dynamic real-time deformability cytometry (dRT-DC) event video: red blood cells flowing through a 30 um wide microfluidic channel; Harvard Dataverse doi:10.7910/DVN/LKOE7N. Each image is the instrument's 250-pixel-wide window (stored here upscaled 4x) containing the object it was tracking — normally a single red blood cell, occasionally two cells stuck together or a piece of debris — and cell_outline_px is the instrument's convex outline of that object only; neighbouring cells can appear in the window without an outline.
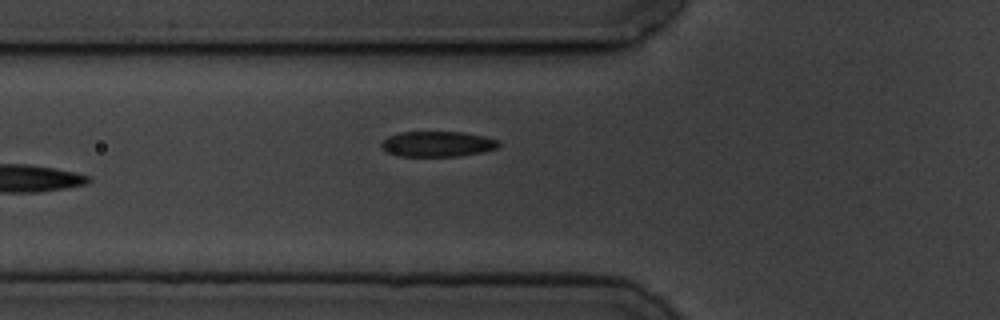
{"species": "common noctule bat (a hibernating species)", "species_latin": "Nyctalus noctula", "temperature_condition": "cold", "stored_images_in_passage": 5, "camera_frame_rate_fps": 3000, "um_per_image_px": 0.085, "animal": {"sex": "male", "body_mass_g": 19.5, "forearm_length_mm": 54.6}, "frame": {"image": 1, "passage_image": 5, "time_ms": 6.0, "image_size_px": [1000, 320], "cell_outline_px": [[500, 144], [496, 148], [484, 152], [456, 156], [400, 156], [388, 152], [380, 148], [380, 144], [388, 136], [400, 132], [464, 132], [484, 136], [500, 140]], "centroid_in_image_um": [37.19, 12.23], "position_along_channel_um": 88.6, "area_um2": 17.46}}